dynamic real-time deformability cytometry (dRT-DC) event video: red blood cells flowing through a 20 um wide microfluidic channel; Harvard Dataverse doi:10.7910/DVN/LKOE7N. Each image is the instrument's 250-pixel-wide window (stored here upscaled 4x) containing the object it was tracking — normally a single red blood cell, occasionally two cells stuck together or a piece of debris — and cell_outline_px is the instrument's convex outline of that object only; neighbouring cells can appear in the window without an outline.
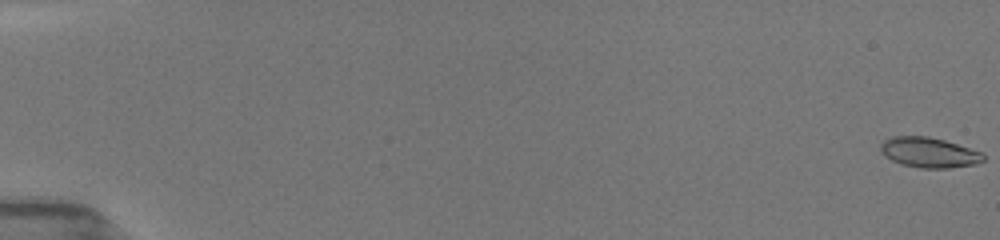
{"species": "common noctule bat (a hibernating species)", "species_latin": "Nyctalus noctula", "temperature_condition": "room temperature", "stored_images_in_passage": 54, "camera_frame_rate_fps": 3000, "um_per_image_px": 0.085, "animal": {"sex": "female", "body_mass_g": 19.5, "forearm_length_mm": 54.1}, "frame": {"image": 1, "passage_image": 1, "time_ms": 0.0, "image_size_px": [1000, 240], "cell_outline_px": [[984, 160], [976, 164], [948, 168], [920, 168], [900, 164], [884, 156], [880, 152], [880, 144], [884, 140], [892, 136], [928, 136], [944, 140], [984, 152]], "centroid_in_image_um": [78.96, 12.96], "position_along_channel_um": 6.0, "area_um2": 18.26}}
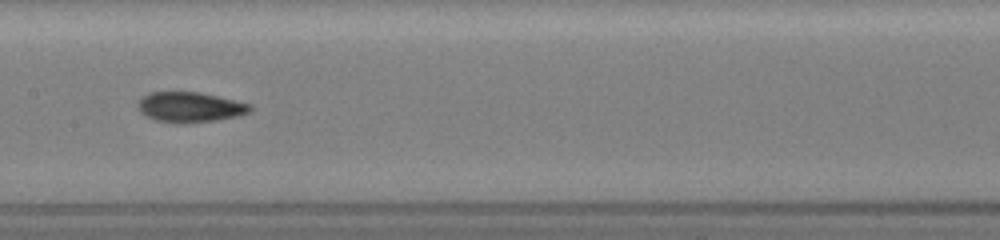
{"frame": {"image": 2, "passage_image": 29, "time_ms": 9.333, "image_size_px": [1000, 240], "cell_outline_px": [[252, 108], [248, 112], [240, 116], [216, 120], [180, 124], [176, 124], [156, 120], [144, 116], [140, 112], [136, 104], [140, 96], [148, 92], [200, 92], [252, 104]], "centroid_in_image_um": [16.1, 9.11], "position_along_channel_um": 191.3, "area_um2": 20.11}}
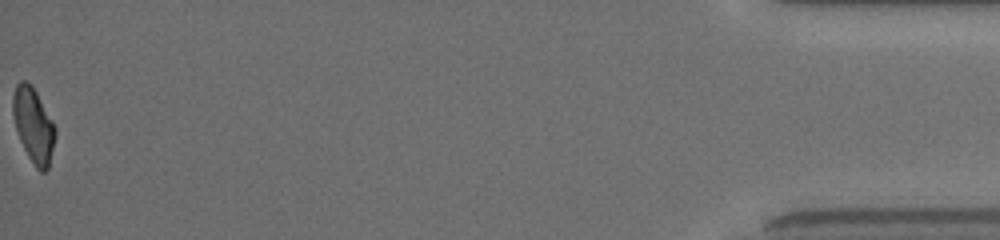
{"frame": {"image": 3, "passage_image": 54, "time_ms": 17.667, "image_size_px": [1000, 240], "cell_outline_px": [[56, 136], [48, 168], [44, 172], [40, 172], [36, 168], [28, 156], [20, 140], [16, 128], [12, 112], [12, 96], [16, 84], [20, 80], [24, 80], [32, 84], [56, 128]], "centroid_in_image_um": [2.84, 10.62], "position_along_channel_um": 432.4, "area_um2": 18.44}, "authors_computed_cell_mechanics": {"area_um2": 18.5538, "velocity_mm_per_s": 3.9678, "shape_relaxation_time_tau1_ms": 4.7872, "shape_relaxation_time_tau2_ms": 2.4484, "deformation_change_tau1": 0.1883, "deformation_change_tau2": 0.0911}}